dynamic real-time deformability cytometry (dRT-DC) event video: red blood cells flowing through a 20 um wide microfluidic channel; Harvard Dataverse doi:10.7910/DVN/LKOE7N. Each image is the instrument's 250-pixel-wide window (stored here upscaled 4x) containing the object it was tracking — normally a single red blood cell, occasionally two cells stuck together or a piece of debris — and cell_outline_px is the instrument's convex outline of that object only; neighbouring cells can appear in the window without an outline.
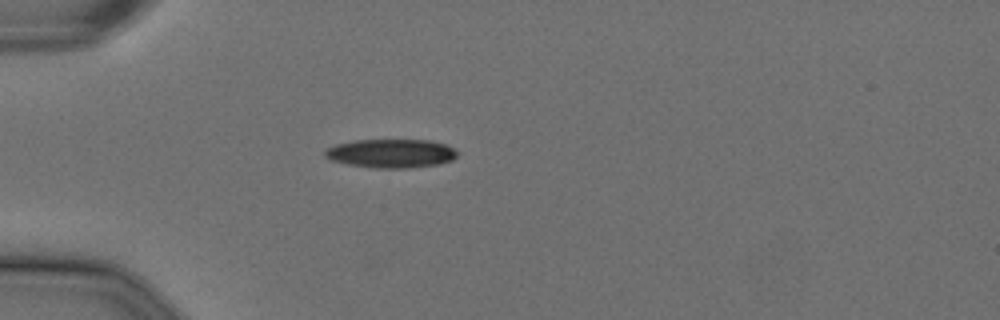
{"species": "Egyptian fruit bat (a non-hibernating species)", "species_latin": "Rousettus aegyptiacus", "temperature_condition": "cold", "stored_images_in_passage": 41, "camera_frame_rate_fps": 3000, "um_per_image_px": 0.085, "animal": {"sex": "female"}, "frame": {"image": 1, "passage_image": 1, "time_ms": 0.0, "image_size_px": [1000, 320], "cell_outline_px": [[456, 156], [452, 160], [440, 164], [408, 168], [372, 168], [348, 164], [332, 160], [324, 156], [324, 152], [328, 148], [336, 144], [356, 140], [428, 140], [444, 144], [452, 148], [456, 152]], "centroid_in_image_um": [33.22, 13.04], "position_along_channel_um": 51.8, "area_um2": 22.02}}
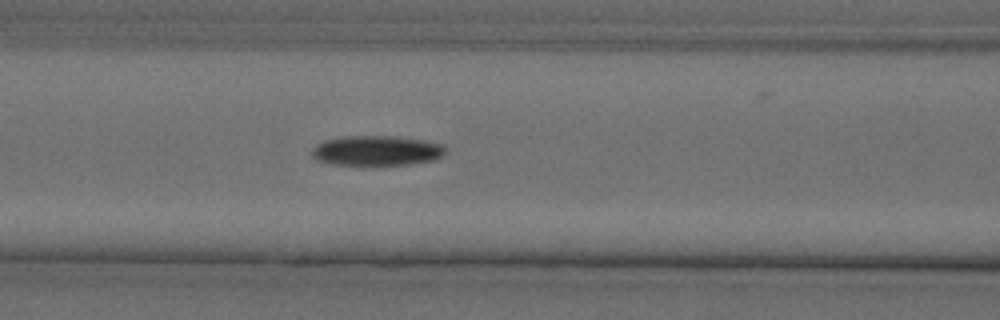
{"frame": {"image": 2, "passage_image": 9, "time_ms": 2.667, "image_size_px": [1000, 320], "cell_outline_px": [[444, 152], [440, 156], [432, 160], [408, 164], [332, 164], [316, 160], [312, 156], [312, 148], [316, 144], [324, 140], [344, 136], [396, 136], [424, 140], [444, 144]], "centroid_in_image_um": [31.97, 12.78], "position_along_channel_um": 134.6, "area_um2": 23.12}}
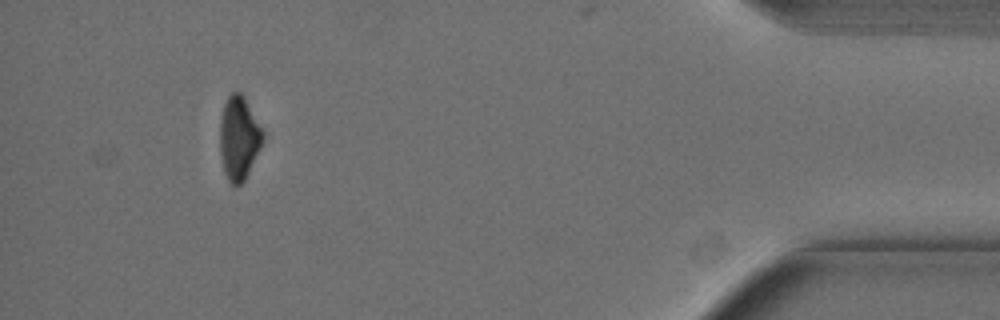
{"frame": {"image": 3, "passage_image": 37, "time_ms": 12.0, "image_size_px": [1000, 320], "cell_outline_px": [[264, 140], [244, 180], [240, 184], [232, 184], [228, 180], [224, 172], [220, 156], [220, 116], [224, 104], [228, 96], [232, 92], [240, 92], [244, 96], [264, 132]], "centroid_in_image_um": [20.3, 11.7], "position_along_channel_um": 414.9, "area_um2": 20.81}, "authors_computed_cell_mechanics": {"area_um2": 23.1778, "velocity_mm_per_s": 3.6211, "shape_relaxation_time_tau1_ms": 9.0219, "shape_relaxation_time_tau2_ms": null, "deformation_change_tau1": 0.1778, "deformation_change_tau2": null}}